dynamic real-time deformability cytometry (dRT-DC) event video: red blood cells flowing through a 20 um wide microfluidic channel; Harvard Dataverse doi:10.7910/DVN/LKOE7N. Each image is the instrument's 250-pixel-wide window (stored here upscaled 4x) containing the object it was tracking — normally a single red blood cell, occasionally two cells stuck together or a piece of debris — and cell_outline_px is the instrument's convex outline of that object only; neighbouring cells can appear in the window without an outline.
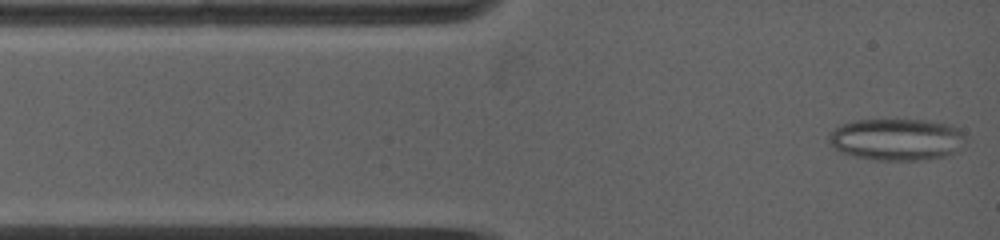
{"species": "common noctule bat (a hibernating species)", "species_latin": "Nyctalus noctula", "temperature_condition": "warm", "stored_images_in_passage": 52, "camera_frame_rate_fps": 5000, "um_per_image_px": 0.085, "animal": {"sex": "female", "body_mass_g": 19.0, "forearm_length_mm": 53.3}, "frame": {"image": 1, "passage_image": 1, "time_ms": 0.0, "image_size_px": [1000, 240], "cell_outline_px": [[960, 148], [956, 152], [948, 156], [920, 160], [876, 160], [856, 156], [840, 152], [828, 144], [828, 132], [840, 124], [856, 120], [928, 120], [948, 124], [956, 128], [960, 132]], "centroid_in_image_um": [76.12, 11.85], "position_along_channel_um": 8.9, "area_um2": 33.23}}
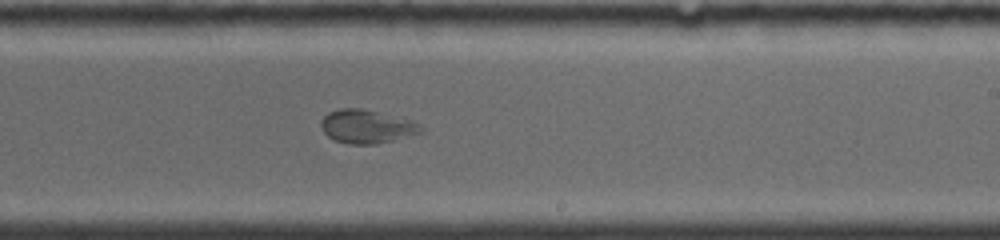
{"frame": {"image": 2, "passage_image": 29, "time_ms": 7.4, "image_size_px": [1000, 240], "cell_outline_px": [[424, 132], [376, 144], [348, 144], [336, 140], [328, 136], [324, 132], [320, 124], [320, 120], [328, 112], [340, 108], [360, 108], [408, 120], [424, 128]], "centroid_in_image_um": [31.12, 10.76], "position_along_channel_um": 257.9, "area_um2": 19.13}}
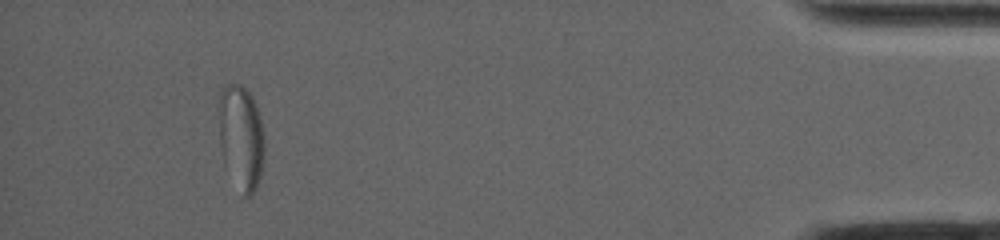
{"frame": {"image": 3, "passage_image": 52, "time_ms": 13.6, "image_size_px": [1000, 240], "cell_outline_px": [[264, 156], [260, 176], [256, 188], [248, 196], [244, 196], [224, 168], [220, 144], [216, 92], [228, 84], [240, 84], [252, 96], [260, 116], [264, 136]], "centroid_in_image_um": [20.44, 11.62], "position_along_channel_um": 414.8, "area_um2": 28.55}}